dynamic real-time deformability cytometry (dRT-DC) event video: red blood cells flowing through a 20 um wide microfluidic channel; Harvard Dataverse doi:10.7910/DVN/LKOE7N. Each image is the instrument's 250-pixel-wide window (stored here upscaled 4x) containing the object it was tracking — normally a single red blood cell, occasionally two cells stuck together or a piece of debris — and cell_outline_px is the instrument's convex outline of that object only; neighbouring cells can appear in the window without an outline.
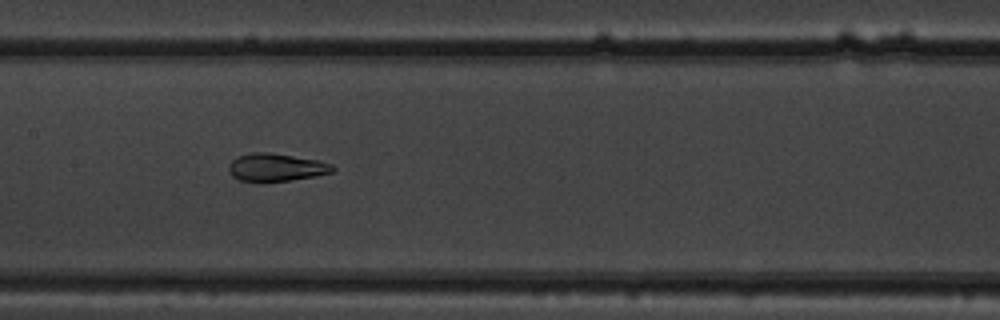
{"species": "common noctule bat (a hibernating species)", "species_latin": "Nyctalus noctula", "temperature_condition": "warm", "stored_images_in_passage": 47, "camera_frame_rate_fps": 3000, "um_per_image_px": 0.085, "animal": {"sex": "male", "body_mass_g": 19.5, "forearm_length_mm": 54.6}, "frame": {"image": 1, "passage_image": 21, "time_ms": 6.667, "image_size_px": [1000, 320], "cell_outline_px": [[336, 168], [332, 172], [316, 176], [292, 180], [240, 180], [232, 176], [228, 168], [228, 164], [236, 156], [252, 152], [268, 152], [320, 160], [332, 164]], "centroid_in_image_um": [23.49, 14.2], "position_along_channel_um": 183.9, "area_um2": 16.7}}
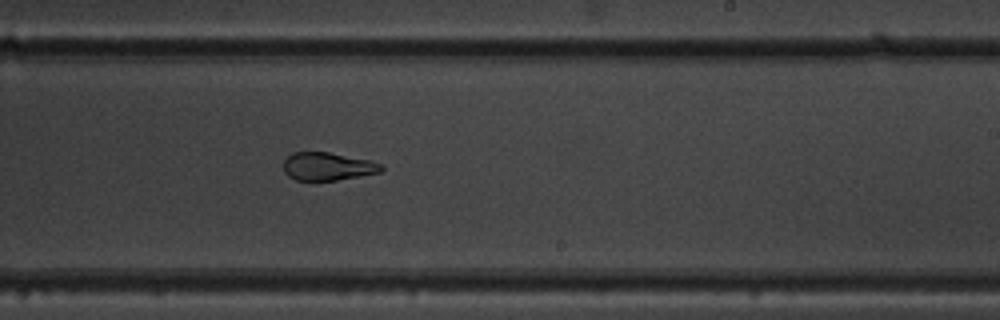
{"frame": {"image": 2, "passage_image": 27, "time_ms": 8.667, "image_size_px": [1000, 320], "cell_outline_px": [[384, 168], [380, 172], [336, 180], [296, 180], [288, 176], [284, 172], [284, 160], [292, 152], [328, 152], [368, 160], [384, 164]], "centroid_in_image_um": [27.84, 14.14], "position_along_channel_um": 261.2, "area_um2": 15.84}}
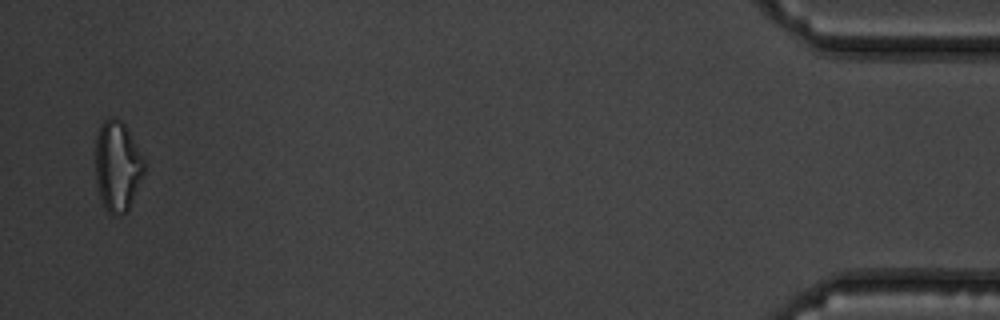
{"frame": {"image": 3, "passage_image": 46, "time_ms": 15.0, "image_size_px": [1000, 320], "cell_outline_px": [[144, 172], [128, 212], [112, 216], [104, 208], [100, 196], [96, 180], [96, 136], [100, 124], [104, 120], [112, 116], [120, 120], [124, 124], [144, 160]], "centroid_in_image_um": [9.97, 14.14], "position_along_channel_um": 425.2, "area_um2": 25.49}, "authors_computed_cell_mechanics": {"area_um2": 19.4786, "velocity_mm_per_s": 3.8761, "shape_relaxation_time_tau1_ms": null, "shape_relaxation_time_tau2_ms": 3.6688, "deformation_change_tau1": null, "deformation_change_tau2": 0.0732}}